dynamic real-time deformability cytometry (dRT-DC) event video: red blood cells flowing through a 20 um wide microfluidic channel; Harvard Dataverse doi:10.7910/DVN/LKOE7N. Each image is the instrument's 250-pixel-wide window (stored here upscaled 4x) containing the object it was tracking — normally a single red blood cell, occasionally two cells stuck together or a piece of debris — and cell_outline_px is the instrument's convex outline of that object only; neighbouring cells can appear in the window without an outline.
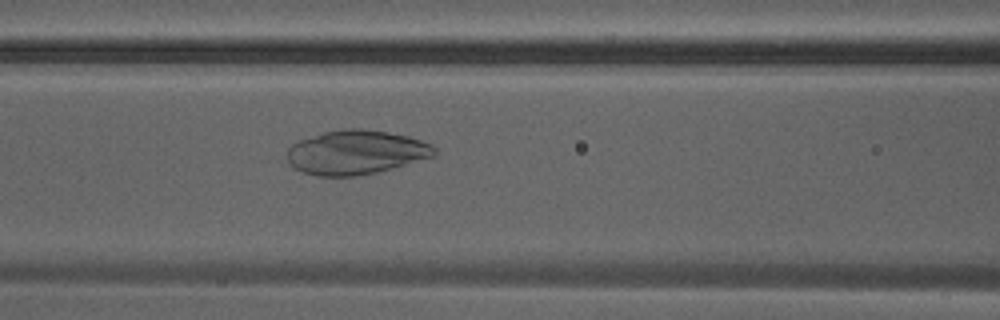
{"species": "Egyptian fruit bat (a non-hibernating species)", "species_latin": "Rousettus aegyptiacus", "temperature_condition": "warm", "stored_images_in_passage": 29, "camera_frame_rate_fps": 3000, "um_per_image_px": 0.085, "animal": {"sex": "male"}, "frame": {"image": 1, "passage_image": 9, "time_ms": 2.667, "image_size_px": [1000, 320], "cell_outline_px": [[436, 152], [432, 156], [376, 172], [352, 176], [316, 176], [300, 172], [280, 160], [288, 148], [292, 144], [300, 140], [324, 132], [344, 128], [360, 128], [388, 132], [408, 136], [432, 144], [436, 148]], "centroid_in_image_um": [30.13, 12.95], "position_along_channel_um": 136.5, "area_um2": 38.21}}
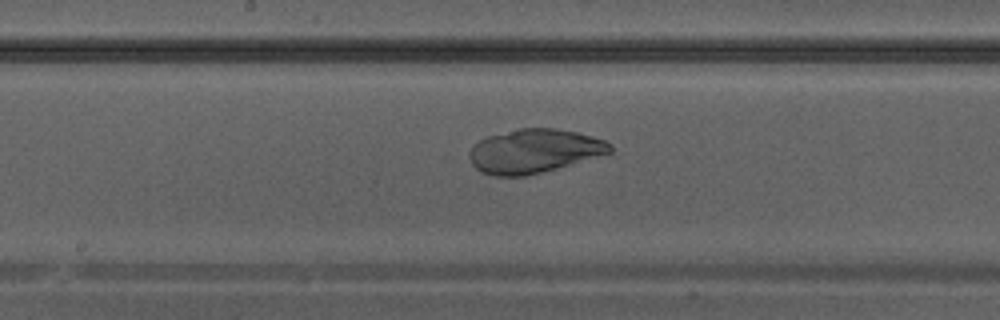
{"frame": {"image": 2, "passage_image": 13, "time_ms": 4.0, "image_size_px": [1000, 320], "cell_outline_px": [[612, 152], [540, 172], [524, 176], [496, 176], [480, 172], [472, 164], [468, 156], [468, 152], [480, 140], [488, 136], [520, 128], [556, 128], [576, 132], [592, 136], [604, 140], [612, 144]], "centroid_in_image_um": [45.38, 12.83], "position_along_channel_um": 202.8, "area_um2": 35.55}}
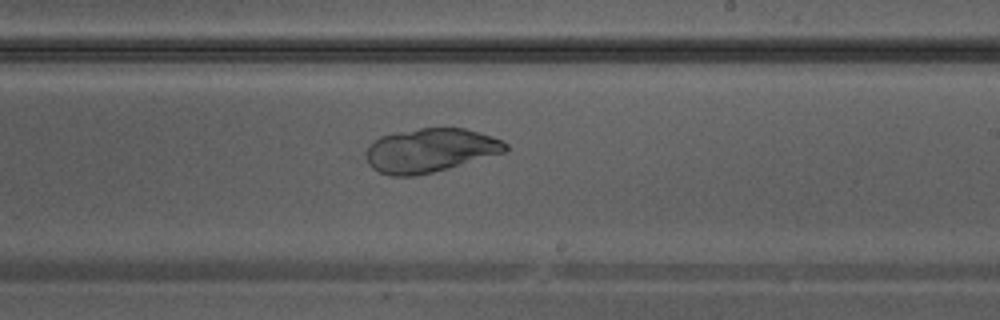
{"frame": {"image": 3, "passage_image": 16, "time_ms": 5.0, "image_size_px": [1000, 320], "cell_outline_px": [[508, 148], [504, 152], [448, 168], [416, 176], [392, 176], [380, 172], [372, 168], [368, 164], [364, 156], [364, 152], [368, 144], [380, 136], [396, 132], [420, 128], [464, 128], [504, 140], [508, 144]], "centroid_in_image_um": [36.5, 12.78], "position_along_channel_um": 252.5, "area_um2": 35.72}}